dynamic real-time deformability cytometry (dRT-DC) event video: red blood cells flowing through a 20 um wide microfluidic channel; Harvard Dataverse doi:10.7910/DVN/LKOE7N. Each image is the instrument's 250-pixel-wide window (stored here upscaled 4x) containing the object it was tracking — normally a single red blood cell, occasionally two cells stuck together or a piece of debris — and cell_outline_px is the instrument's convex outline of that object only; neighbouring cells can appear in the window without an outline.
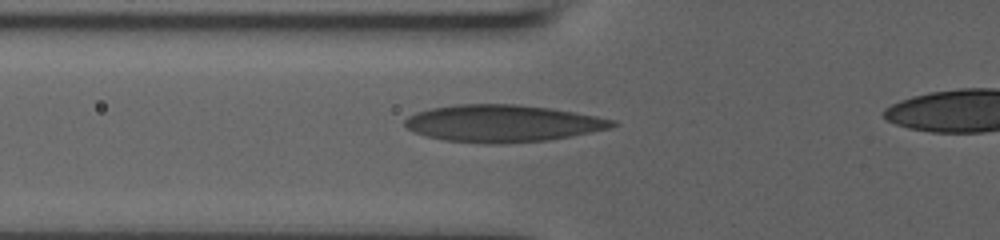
{"species": "human", "species_latin": "Homo sapiens", "temperature_condition": "room temperature", "stored_images_in_passage": 39, "camera_frame_rate_fps": 3000, "um_per_image_px": 0.085, "donor": {"sex": "male"}, "frame": {"image": 1, "passage_image": 10, "time_ms": 3.0, "image_size_px": [1000, 240], "cell_outline_px": [[620, 124], [612, 128], [548, 140], [500, 144], [484, 144], [444, 140], [424, 136], [412, 132], [404, 124], [404, 120], [408, 116], [416, 112], [432, 108], [460, 104], [516, 104], [548, 108], [596, 116], [616, 120]], "centroid_in_image_um": [42.7, 10.5], "position_along_channel_um": 83.1, "area_um2": 44.97}}
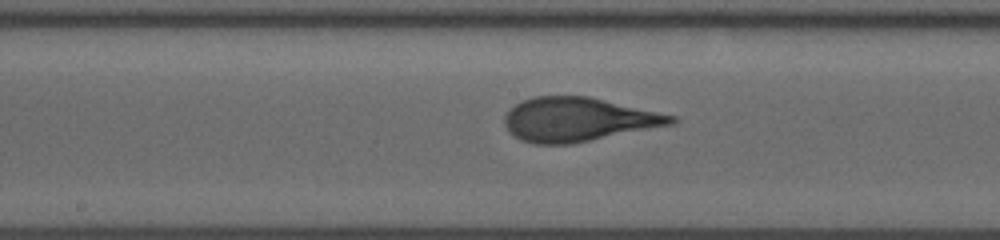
{"frame": {"image": 2, "passage_image": 19, "time_ms": 6.0, "image_size_px": [1000, 240], "cell_outline_px": [[680, 120], [672, 124], [572, 144], [536, 144], [520, 140], [508, 132], [504, 124], [504, 116], [516, 104], [532, 96], [588, 96], [676, 116]], "centroid_in_image_um": [49.11, 10.16], "position_along_channel_um": 199.1, "area_um2": 42.48}}
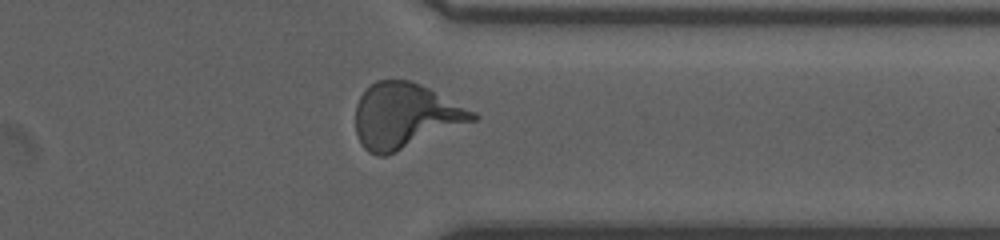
{"frame": {"image": 3, "passage_image": 33, "time_ms": 10.667, "image_size_px": [1000, 240], "cell_outline_px": [[480, 116], [476, 120], [396, 152], [384, 156], [376, 156], [368, 152], [364, 148], [356, 132], [356, 104], [364, 88], [376, 80], [408, 80], [420, 84], [476, 112]], "centroid_in_image_um": [34.41, 9.84], "position_along_channel_um": 377.0, "area_um2": 44.33}}